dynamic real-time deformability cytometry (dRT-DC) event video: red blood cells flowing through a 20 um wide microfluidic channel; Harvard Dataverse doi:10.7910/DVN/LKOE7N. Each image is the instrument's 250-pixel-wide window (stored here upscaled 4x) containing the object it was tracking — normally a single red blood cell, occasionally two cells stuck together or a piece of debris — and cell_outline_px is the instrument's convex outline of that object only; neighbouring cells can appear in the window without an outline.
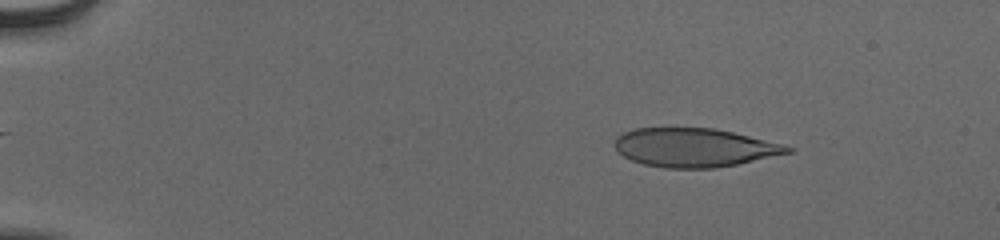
{"species": "human", "species_latin": "Homo sapiens", "temperature_condition": "cold", "stored_images_in_passage": 53, "camera_frame_rate_fps": 3000, "um_per_image_px": 0.085, "donor": {"sex": "male"}, "frame": {"image": 1, "passage_image": 8, "time_ms": 2.333, "image_size_px": [1000, 240], "cell_outline_px": [[796, 148], [792, 152], [736, 164], [712, 168], [664, 168], [644, 164], [632, 160], [624, 156], [616, 148], [616, 136], [624, 132], [636, 128], [716, 128], [784, 144]], "centroid_in_image_um": [59.05, 12.54], "position_along_channel_um": 26.0, "area_um2": 38.78}}
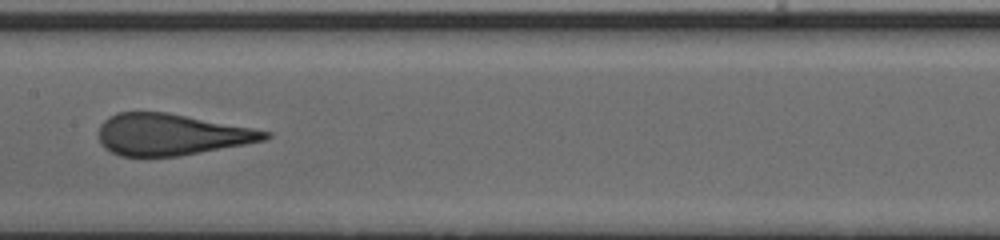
{"frame": {"image": 2, "passage_image": 29, "time_ms": 9.333, "image_size_px": [1000, 240], "cell_outline_px": [[272, 136], [264, 140], [244, 144], [200, 152], [176, 156], [120, 156], [104, 148], [100, 144], [100, 124], [108, 116], [116, 112], [168, 112], [252, 128], [272, 132]], "centroid_in_image_um": [14.53, 11.42], "position_along_channel_um": 192.9, "area_um2": 39.94}}
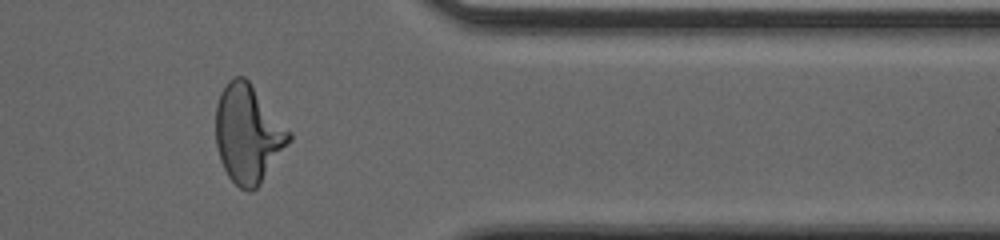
{"frame": {"image": 3, "passage_image": 45, "time_ms": 14.667, "image_size_px": [1000, 240], "cell_outline_px": [[292, 140], [260, 184], [256, 188], [248, 192], [240, 188], [228, 176], [220, 160], [216, 144], [216, 104], [220, 92], [228, 80], [236, 76], [244, 76], [248, 80], [292, 132]], "centroid_in_image_um": [21.09, 11.37], "position_along_channel_um": 390.3, "area_um2": 42.02}, "authors_computed_cell_mechanics": {"area_um2": 40.8646, "velocity_mm_per_s": 3.8992, "shape_relaxation_time_tau1_ms": 4.2622, "shape_relaxation_time_tau2_ms": null, "deformation_change_tau1": 0.2035, "deformation_change_tau2": null}}